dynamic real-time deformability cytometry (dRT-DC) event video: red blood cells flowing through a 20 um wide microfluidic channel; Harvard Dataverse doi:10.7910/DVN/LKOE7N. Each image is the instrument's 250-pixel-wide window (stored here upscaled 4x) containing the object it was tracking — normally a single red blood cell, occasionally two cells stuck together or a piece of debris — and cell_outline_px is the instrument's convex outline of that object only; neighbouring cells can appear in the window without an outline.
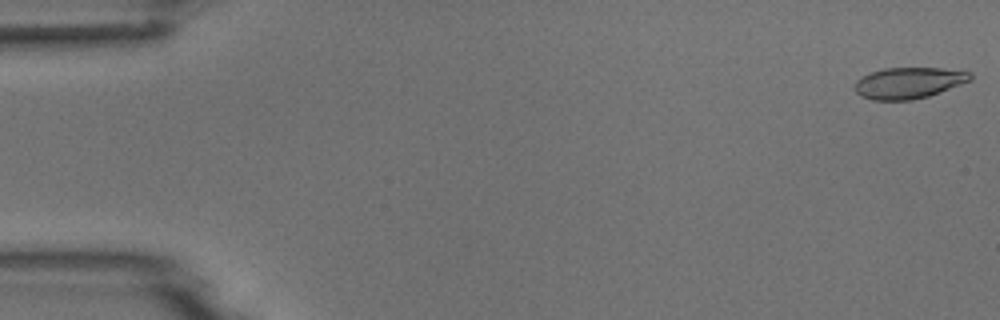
{"species": "common noctule bat (a hibernating species)", "species_latin": "Nyctalus noctula", "temperature_condition": "room temperature", "stored_images_in_passage": 5, "camera_frame_rate_fps": 3000, "um_per_image_px": 0.085, "animal": {"sex": "male", "body_mass_g": 18.8}, "frame": {"image": 1, "passage_image": 1, "time_ms": 0.0, "image_size_px": [1000, 320], "cell_outline_px": [[972, 80], [928, 96], [912, 100], [872, 100], [860, 96], [856, 92], [856, 80], [872, 72], [884, 68], [940, 68], [972, 72]], "centroid_in_image_um": [77.25, 7.05], "position_along_channel_um": 7.7, "area_um2": 20.87}}
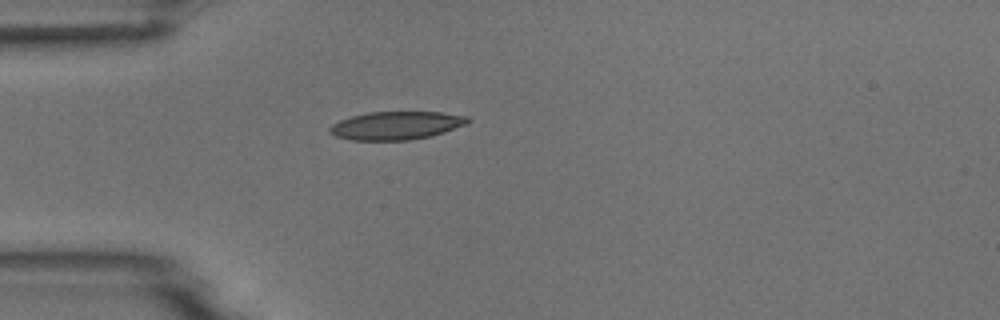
{"frame": {"image": 2, "passage_image": 5, "time_ms": 4.667, "image_size_px": [1000, 320], "cell_outline_px": [[472, 120], [468, 124], [444, 132], [428, 136], [408, 140], [352, 140], [336, 136], [328, 132], [328, 128], [332, 124], [340, 120], [352, 116], [368, 112], [440, 112], [468, 116]], "centroid_in_image_um": [33.69, 10.66], "position_along_channel_um": 51.3, "area_um2": 22.66}}